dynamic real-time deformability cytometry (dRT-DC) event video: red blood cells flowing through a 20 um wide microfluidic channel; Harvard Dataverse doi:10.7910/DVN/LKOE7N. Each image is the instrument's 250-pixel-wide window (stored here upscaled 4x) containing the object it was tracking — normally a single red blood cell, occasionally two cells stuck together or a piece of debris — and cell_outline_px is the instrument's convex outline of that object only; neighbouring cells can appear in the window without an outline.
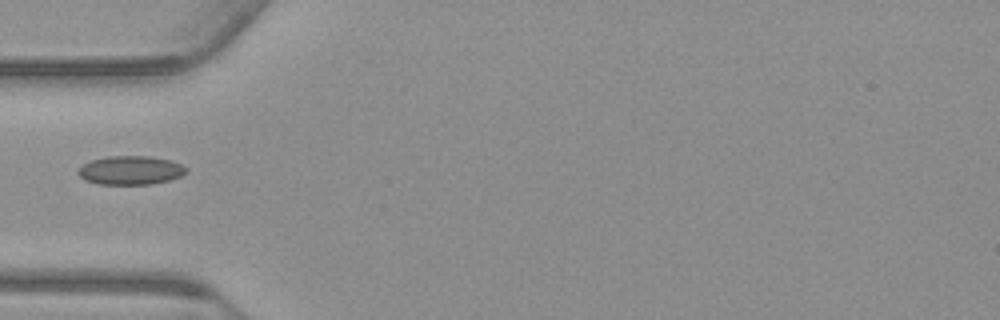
{"species": "common noctule bat (a hibernating species)", "species_latin": "Nyctalus noctula", "temperature_condition": "warm", "stored_images_in_passage": 38, "camera_frame_rate_fps": 3000, "um_per_image_px": 0.085, "animal": {"sex": "male", "body_mass_g": 23.1, "forearm_length_mm": 52.7}, "frame": {"image": 1, "passage_image": 1, "time_ms": 0.0, "image_size_px": [1000, 320], "cell_outline_px": [[188, 172], [180, 176], [168, 180], [152, 184], [96, 184], [84, 180], [76, 172], [84, 164], [92, 160], [108, 156], [148, 156], [172, 160], [188, 168]], "centroid_in_image_um": [11.11, 14.47], "position_along_channel_um": 73.9, "area_um2": 18.15}}
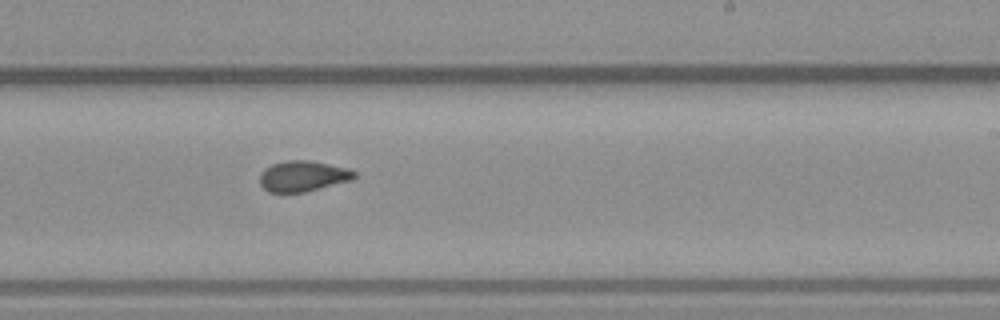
{"frame": {"image": 2, "passage_image": 16, "time_ms": 5.0, "image_size_px": [1000, 320], "cell_outline_px": [[356, 176], [352, 180], [304, 192], [268, 192], [260, 184], [260, 172], [264, 168], [272, 164], [288, 160], [308, 160], [348, 168], [356, 172]], "centroid_in_image_um": [25.73, 14.97], "position_along_channel_um": 263.3, "area_um2": 16.88}}
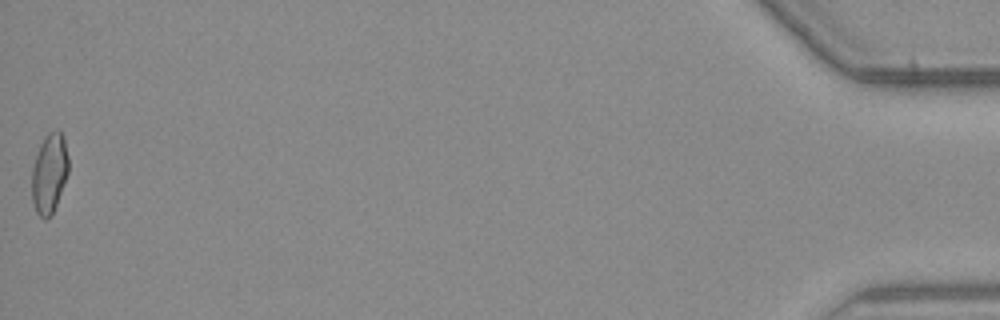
{"frame": {"image": 3, "passage_image": 38, "time_ms": 12.333, "image_size_px": [1000, 320], "cell_outline_px": [[68, 172], [56, 204], [52, 212], [44, 220], [36, 212], [32, 200], [32, 168], [40, 144], [44, 136], [48, 132], [56, 128], [64, 136], [68, 156]], "centroid_in_image_um": [4.19, 14.67], "position_along_channel_um": 431.0, "area_um2": 16.94}}